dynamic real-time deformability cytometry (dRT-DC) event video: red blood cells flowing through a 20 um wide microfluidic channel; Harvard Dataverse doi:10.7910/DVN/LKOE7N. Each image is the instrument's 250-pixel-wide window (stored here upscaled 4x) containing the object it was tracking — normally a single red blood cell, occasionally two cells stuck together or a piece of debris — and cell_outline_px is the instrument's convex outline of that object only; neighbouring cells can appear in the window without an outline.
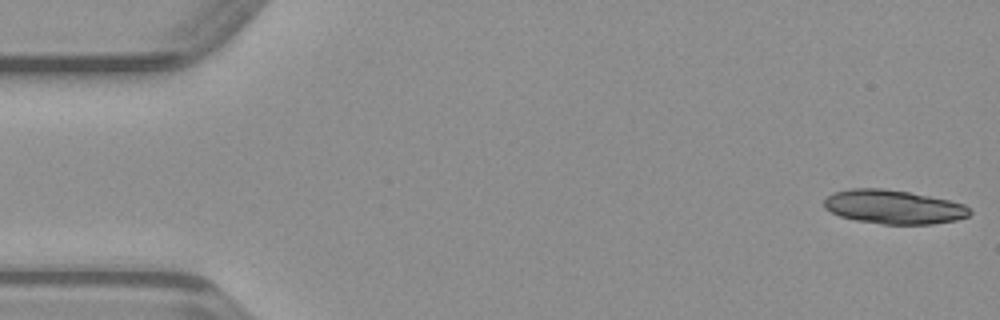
{"species": "common noctule bat (a hibernating species)", "species_latin": "Nyctalus noctula", "temperature_condition": "warm", "stored_images_in_passage": 49, "segment_of_instrument_passage": [1, 2], "camera_frame_rate_fps": 3000, "um_per_image_px": 0.085, "animal": {"sex": "male", "body_mass_g": 23.1, "forearm_length_mm": 52.7}, "frame": {"image": 1, "passage_image": 1, "time_ms": 0.0, "image_size_px": [1000, 320], "cell_outline_px": [[972, 212], [968, 216], [956, 220], [932, 224], [884, 224], [856, 220], [840, 216], [824, 208], [824, 200], [832, 192], [852, 188], [880, 188], [908, 192], [948, 200], [964, 204]], "centroid_in_image_um": [75.93, 17.59], "position_along_channel_um": 9.1, "area_um2": 28.61}}